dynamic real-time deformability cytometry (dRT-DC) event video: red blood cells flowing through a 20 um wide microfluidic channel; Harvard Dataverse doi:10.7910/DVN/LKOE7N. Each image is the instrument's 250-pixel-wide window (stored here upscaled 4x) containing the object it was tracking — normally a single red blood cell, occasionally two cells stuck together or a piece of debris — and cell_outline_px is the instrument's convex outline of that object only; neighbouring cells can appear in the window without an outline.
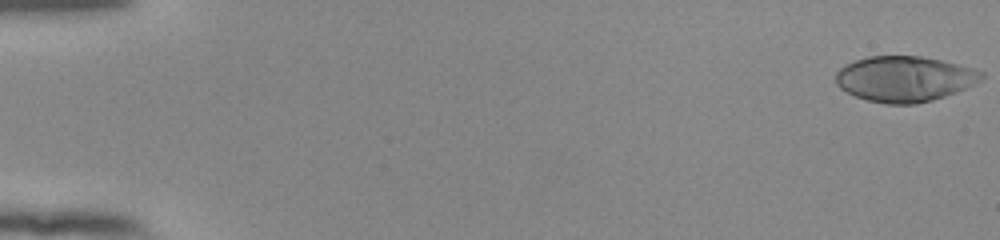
{"species": "human", "species_latin": "Homo sapiens", "temperature_condition": "room temperature", "stored_images_in_passage": 54, "camera_frame_rate_fps": 3000, "um_per_image_px": 0.085, "donor": {"sex": "female"}, "frame": {"image": 1, "passage_image": 1, "time_ms": 0.0, "image_size_px": [1000, 240], "cell_outline_px": [[984, 76], [980, 80], [956, 92], [932, 100], [916, 104], [884, 104], [868, 100], [856, 96], [840, 88], [836, 84], [836, 72], [840, 68], [856, 60], [868, 56], [920, 56], [940, 60], [972, 68], [984, 72]], "centroid_in_image_um": [76.87, 6.71], "position_along_channel_um": 8.1, "area_um2": 38.32}}
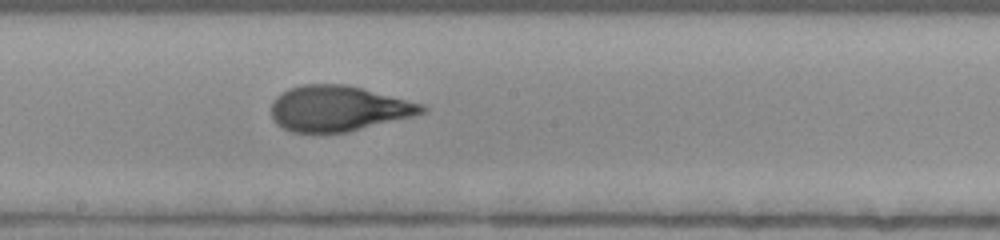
{"frame": {"image": 2, "passage_image": 31, "time_ms": 10.0, "image_size_px": [1000, 240], "cell_outline_px": [[428, 108], [424, 112], [412, 116], [344, 132], [292, 132], [276, 124], [272, 116], [272, 100], [276, 96], [288, 88], [304, 84], [348, 84], [424, 104]], "centroid_in_image_um": [28.73, 9.2], "position_along_channel_um": 219.5, "area_um2": 39.71}}
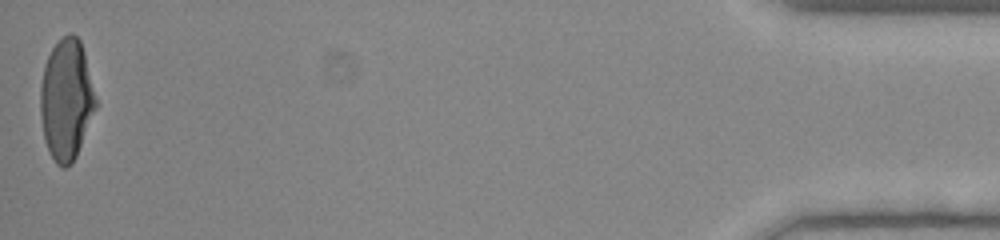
{"frame": {"image": 3, "passage_image": 54, "time_ms": 17.667, "image_size_px": [1000, 240], "cell_outline_px": [[96, 108], [76, 156], [72, 164], [64, 168], [60, 168], [56, 164], [44, 140], [40, 112], [40, 88], [44, 64], [52, 48], [68, 32], [72, 32], [80, 40], [84, 52], [96, 100]], "centroid_in_image_um": [5.62, 8.48], "position_along_channel_um": 429.6, "area_um2": 38.78}, "authors_computed_cell_mechanics": {"area_um2": 39.1884, "velocity_mm_per_s": 3.8797, "shape_relaxation_time_tau1_ms": 6.5796, "shape_relaxation_time_tau2_ms": 0.9709, "deformation_change_tau1": 0.2508, "deformation_change_tau2": 0.0806}}